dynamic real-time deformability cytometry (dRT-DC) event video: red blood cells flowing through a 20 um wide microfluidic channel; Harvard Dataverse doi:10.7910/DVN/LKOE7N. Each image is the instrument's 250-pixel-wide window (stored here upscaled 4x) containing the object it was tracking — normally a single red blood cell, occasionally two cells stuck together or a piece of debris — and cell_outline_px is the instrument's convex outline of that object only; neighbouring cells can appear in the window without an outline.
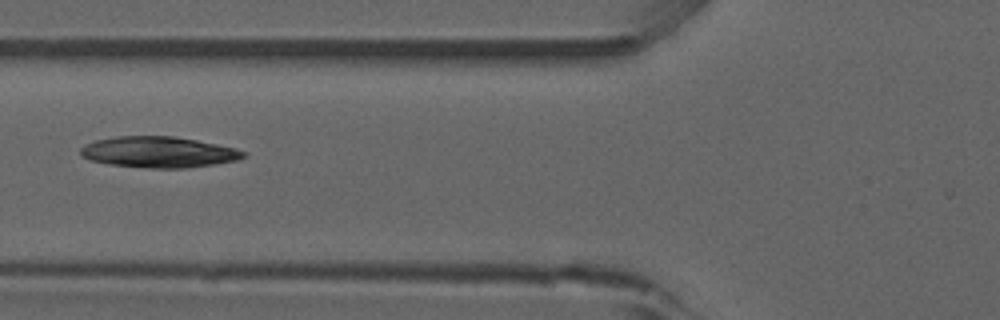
{"species": "common noctule bat (a hibernating species)", "species_latin": "Nyctalus noctula", "temperature_condition": "room temperature", "stored_images_in_passage": 7, "camera_frame_rate_fps": 3000, "um_per_image_px": 0.085, "animal": {"sex": "male", "forearm_length_mm": 52.5}, "frame": {"image": 1, "passage_image": 6, "time_ms": 6.667, "image_size_px": [1000, 320], "cell_outline_px": [[248, 156], [240, 160], [184, 168], [152, 168], [108, 164], [88, 160], [80, 156], [80, 148], [84, 144], [96, 140], [116, 136], [172, 136], [196, 140], [216, 144], [248, 152]], "centroid_in_image_um": [13.46, 12.93], "position_along_channel_um": 112.3, "area_um2": 29.48}}
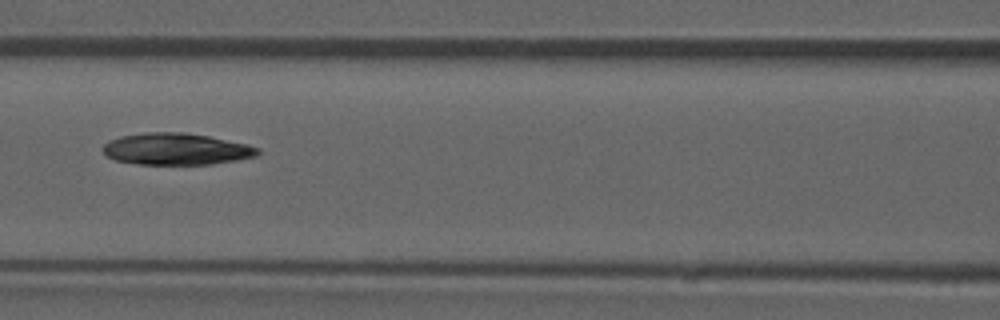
{"frame": {"image": 2, "passage_image": 7, "time_ms": 7.667, "image_size_px": [1000, 320], "cell_outline_px": [[260, 152], [256, 156], [236, 160], [212, 164], [140, 164], [116, 160], [108, 156], [104, 152], [104, 144], [108, 140], [120, 136], [148, 132], [184, 132], [208, 136], [248, 144], [260, 148]], "centroid_in_image_um": [15.0, 12.66], "position_along_channel_um": 151.6, "area_um2": 28.5}}